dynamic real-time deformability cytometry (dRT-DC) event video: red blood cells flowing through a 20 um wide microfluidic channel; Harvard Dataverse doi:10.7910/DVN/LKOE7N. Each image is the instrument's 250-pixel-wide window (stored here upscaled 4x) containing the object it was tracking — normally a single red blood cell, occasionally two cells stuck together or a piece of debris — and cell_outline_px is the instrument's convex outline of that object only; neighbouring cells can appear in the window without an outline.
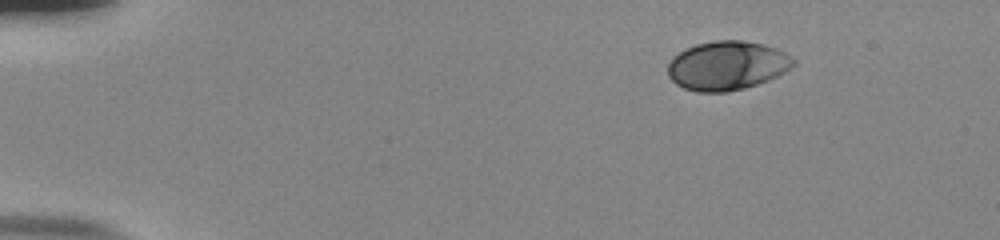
{"species": "human", "species_latin": "Homo sapiens", "temperature_condition": "room temperature", "stored_images_in_passage": 48, "camera_frame_rate_fps": 3000, "um_per_image_px": 0.085, "donor": {"sex": "male"}, "frame": {"image": 1, "passage_image": 1, "time_ms": 0.0, "image_size_px": [1000, 240], "cell_outline_px": [[796, 64], [792, 68], [768, 80], [744, 88], [728, 92], [696, 92], [684, 88], [676, 84], [668, 76], [668, 64], [672, 56], [684, 48], [696, 44], [716, 40], [744, 40], [764, 44], [776, 48], [792, 56], [796, 60]], "centroid_in_image_um": [61.8, 5.56], "position_along_channel_um": 23.2, "area_um2": 36.24}}
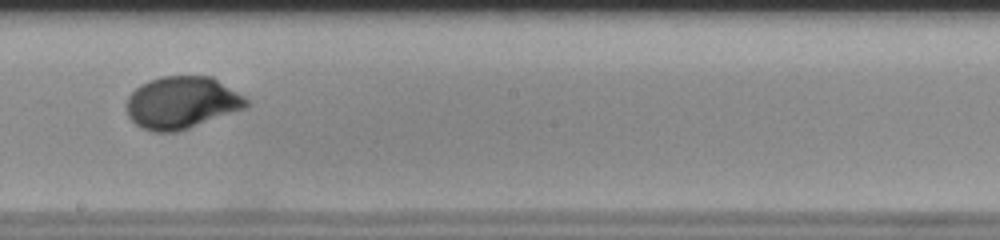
{"frame": {"image": 2, "passage_image": 26, "time_ms": 8.333, "image_size_px": [1000, 240], "cell_outline_px": [[248, 104], [244, 108], [188, 128], [176, 132], [152, 132], [136, 124], [128, 116], [128, 96], [140, 84], [148, 80], [160, 76], [212, 76], [244, 96], [248, 100]], "centroid_in_image_um": [15.43, 8.71], "position_along_channel_um": 232.8, "area_um2": 36.13}}
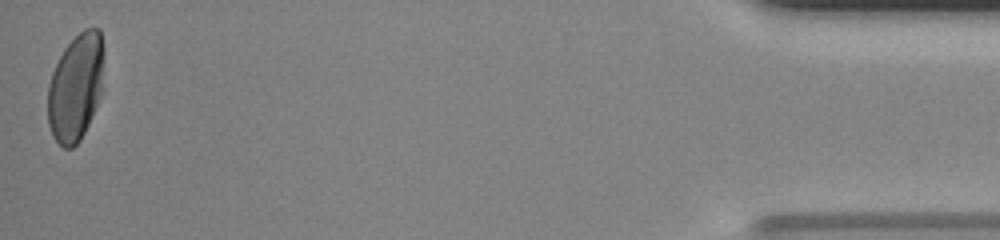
{"frame": {"image": 3, "passage_image": 48, "time_ms": 15.667, "image_size_px": [1000, 240], "cell_outline_px": [[100, 92], [96, 104], [88, 124], [80, 140], [72, 148], [64, 148], [52, 136], [48, 124], [48, 84], [52, 72], [64, 48], [84, 28], [100, 28]], "centroid_in_image_um": [6.36, 7.47], "position_along_channel_um": 428.8, "area_um2": 33.81}, "authors_computed_cell_mechanics": {"area_um2": 35.8649, "velocity_mm_per_s": 3.7722, "shape_relaxation_time_tau1_ms": 2.9657, "shape_relaxation_time_tau2_ms": null, "deformation_change_tau1": 0.1623, "deformation_change_tau2": null}}